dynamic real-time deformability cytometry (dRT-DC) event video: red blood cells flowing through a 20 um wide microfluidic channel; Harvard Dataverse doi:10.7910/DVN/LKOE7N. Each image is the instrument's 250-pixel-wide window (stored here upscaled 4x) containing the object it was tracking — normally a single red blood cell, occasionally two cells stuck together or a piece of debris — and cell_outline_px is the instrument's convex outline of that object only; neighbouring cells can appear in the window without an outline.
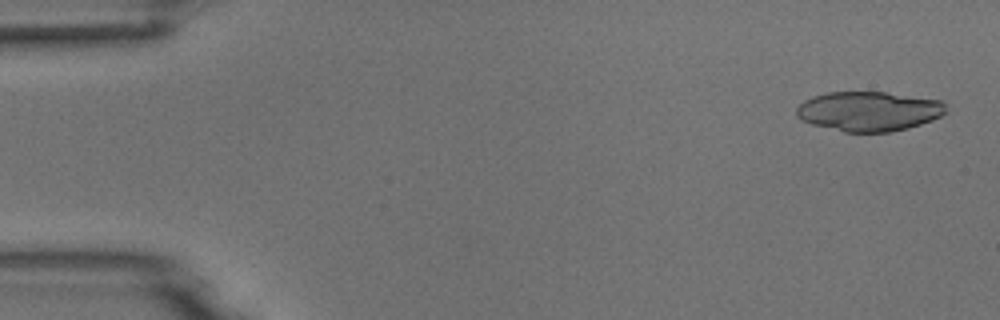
{"species": "common noctule bat (a hibernating species)", "species_latin": "Nyctalus noctula", "temperature_condition": "room temperature", "stored_images_in_passage": 54, "camera_frame_rate_fps": 3000, "um_per_image_px": 0.085, "animal": {"sex": "male", "body_mass_g": 18.8}, "frame": {"image": 1, "passage_image": 2, "time_ms": 0.333, "image_size_px": [1000, 320], "cell_outline_px": [[948, 112], [932, 120], [908, 128], [888, 132], [844, 132], [812, 124], [800, 120], [796, 116], [796, 108], [804, 100], [812, 96], [828, 92], [884, 92], [944, 100]], "centroid_in_image_um": [73.86, 9.45], "position_along_channel_um": 11.1, "area_um2": 34.8}}
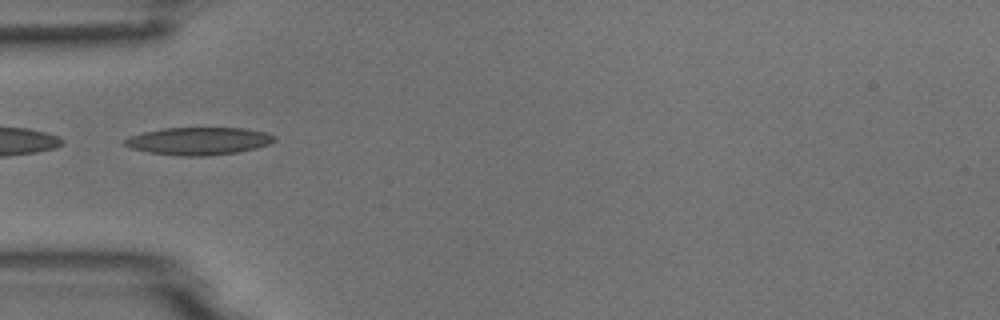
{"frame": {"image": 2, "passage_image": 17, "time_ms": 5.333, "image_size_px": [1000, 320], "cell_outline_px": [[276, 140], [268, 144], [256, 148], [236, 152], [208, 156], [180, 156], [148, 152], [132, 148], [124, 144], [124, 140], [128, 136], [160, 128], [244, 128], [264, 132], [276, 136]], "centroid_in_image_um": [16.87, 11.98], "position_along_channel_um": 68.1, "area_um2": 24.04}}
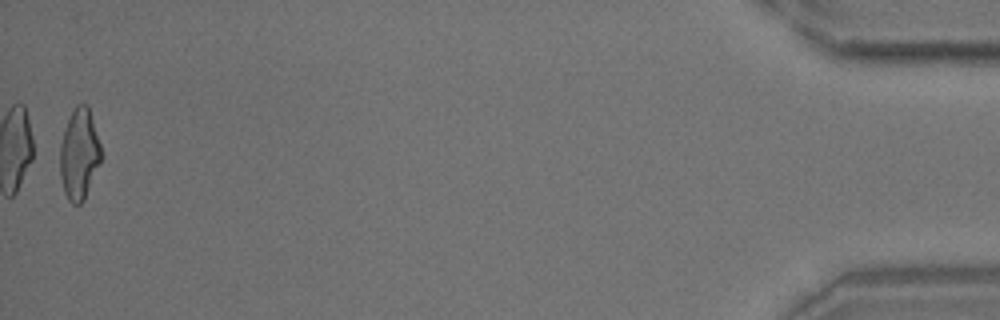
{"frame": {"image": 3, "passage_image": 53, "time_ms": 17.333, "image_size_px": [1000, 320], "cell_outline_px": [[104, 156], [84, 200], [80, 204], [72, 204], [68, 200], [64, 192], [60, 176], [60, 144], [68, 120], [76, 104], [88, 104]], "centroid_in_image_um": [6.76, 13.13], "position_along_channel_um": 428.4, "area_um2": 22.02}}